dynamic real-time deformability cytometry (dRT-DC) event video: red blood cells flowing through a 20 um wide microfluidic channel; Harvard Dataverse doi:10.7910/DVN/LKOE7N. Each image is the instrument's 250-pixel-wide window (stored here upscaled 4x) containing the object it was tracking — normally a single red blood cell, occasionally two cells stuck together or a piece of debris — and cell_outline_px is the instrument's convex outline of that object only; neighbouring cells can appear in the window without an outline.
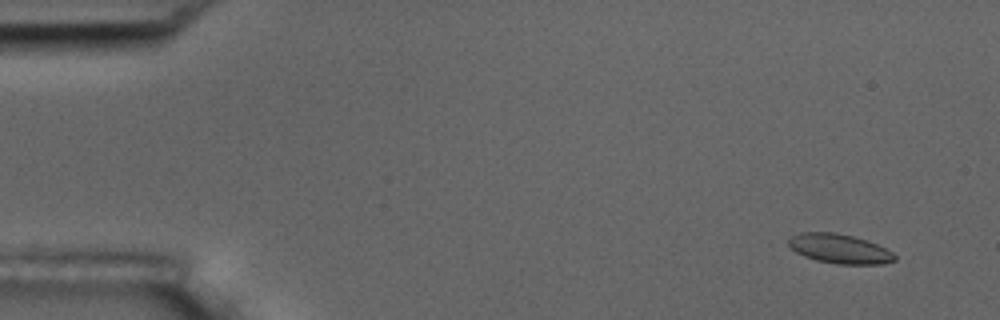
{"species": "common noctule bat (a hibernating species)", "species_latin": "Nyctalus noctula", "temperature_condition": "room temperature", "stored_images_in_passage": 6, "camera_frame_rate_fps": 3000, "um_per_image_px": 0.085, "animal": {"sex": "male", "body_mass_g": 17.5, "forearm_length_mm": 52.3}, "frame": {"image": 1, "passage_image": 2, "time_ms": 0.333, "image_size_px": [1000, 320], "cell_outline_px": [[896, 260], [880, 264], [836, 264], [816, 260], [804, 256], [796, 252], [788, 244], [788, 240], [792, 236], [800, 232], [836, 232], [868, 240], [892, 252], [896, 256]], "centroid_in_image_um": [71.35, 21.14], "position_along_channel_um": 13.6, "area_um2": 18.15}}